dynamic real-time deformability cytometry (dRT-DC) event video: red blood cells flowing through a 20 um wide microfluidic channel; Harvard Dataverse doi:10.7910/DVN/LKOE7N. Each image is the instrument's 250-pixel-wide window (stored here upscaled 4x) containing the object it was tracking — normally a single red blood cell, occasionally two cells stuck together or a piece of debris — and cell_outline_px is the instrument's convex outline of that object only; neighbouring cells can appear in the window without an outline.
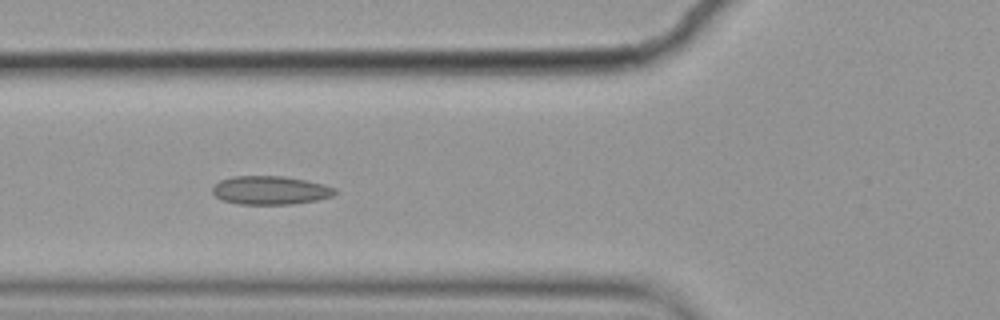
{"species": "common noctule bat (a hibernating species)", "species_latin": "Nyctalus noctula", "temperature_condition": "cold", "stored_images_in_passage": 9, "camera_frame_rate_fps": 3000, "um_per_image_px": 0.085, "animal": {"sex": "female", "body_mass_g": 19.9}, "frame": {"image": 1, "passage_image": 6, "time_ms": 1.667, "image_size_px": [1000, 320], "cell_outline_px": [[336, 192], [332, 196], [316, 200], [292, 204], [240, 204], [220, 200], [212, 192], [212, 188], [220, 180], [232, 176], [284, 176], [308, 180], [324, 184], [336, 188]], "centroid_in_image_um": [22.98, 16.17], "position_along_channel_um": 102.8, "area_um2": 20.46}}
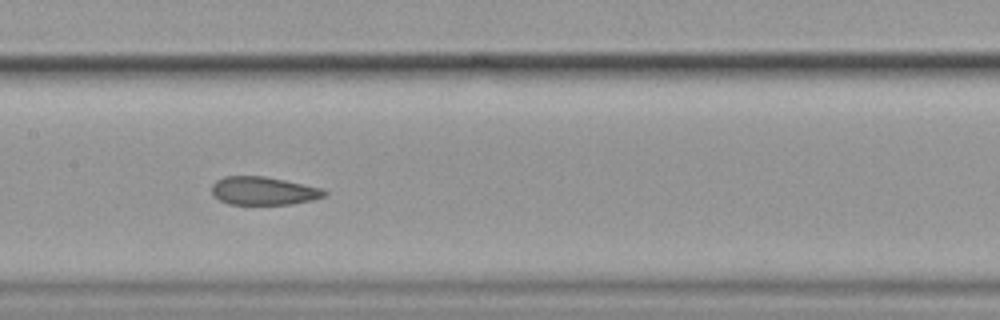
{"frame": {"image": 2, "passage_image": 8, "time_ms": 2.333, "image_size_px": [1000, 320], "cell_outline_px": [[328, 196], [312, 200], [292, 204], [228, 204], [220, 200], [212, 192], [212, 184], [216, 180], [224, 176], [264, 176], [324, 188], [328, 192]], "centroid_in_image_um": [22.45, 16.22], "position_along_channel_um": 185.0, "area_um2": 18.61}}
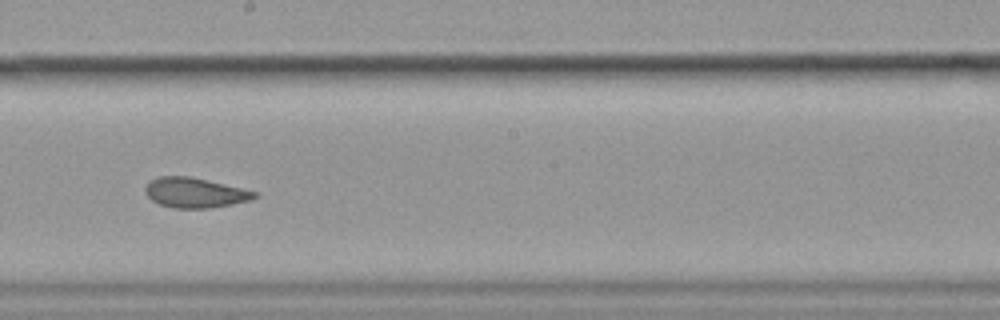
{"frame": {"image": 3, "passage_image": 9, "time_ms": 2.667, "image_size_px": [1000, 320], "cell_outline_px": [[260, 196], [252, 200], [232, 204], [208, 208], [172, 208], [160, 204], [152, 200], [148, 196], [144, 188], [148, 180], [156, 176], [188, 176], [208, 180], [260, 192]], "centroid_in_image_um": [16.59, 16.37], "position_along_channel_um": 231.6, "area_um2": 19.36}}